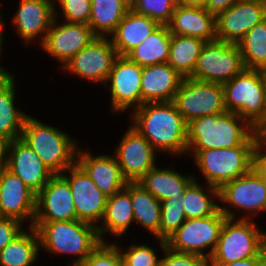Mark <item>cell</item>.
Listing matches in <instances>:
<instances>
[{"label":"cell","instance_id":"cell-1","mask_svg":"<svg viewBox=\"0 0 266 266\" xmlns=\"http://www.w3.org/2000/svg\"><path fill=\"white\" fill-rule=\"evenodd\" d=\"M132 112L131 125L157 152L187 153V123L173 101L144 103Z\"/></svg>","mask_w":266,"mask_h":266},{"label":"cell","instance_id":"cell-2","mask_svg":"<svg viewBox=\"0 0 266 266\" xmlns=\"http://www.w3.org/2000/svg\"><path fill=\"white\" fill-rule=\"evenodd\" d=\"M257 131L246 119L224 110L187 123V151L232 148L255 144Z\"/></svg>","mask_w":266,"mask_h":266},{"label":"cell","instance_id":"cell-3","mask_svg":"<svg viewBox=\"0 0 266 266\" xmlns=\"http://www.w3.org/2000/svg\"><path fill=\"white\" fill-rule=\"evenodd\" d=\"M32 226L37 230L41 250L54 256H75H71L68 266H79L101 243L97 227L80 220L33 222Z\"/></svg>","mask_w":266,"mask_h":266},{"label":"cell","instance_id":"cell-4","mask_svg":"<svg viewBox=\"0 0 266 266\" xmlns=\"http://www.w3.org/2000/svg\"><path fill=\"white\" fill-rule=\"evenodd\" d=\"M53 174L76 164L79 145L68 133L28 115L20 137Z\"/></svg>","mask_w":266,"mask_h":266},{"label":"cell","instance_id":"cell-5","mask_svg":"<svg viewBox=\"0 0 266 266\" xmlns=\"http://www.w3.org/2000/svg\"><path fill=\"white\" fill-rule=\"evenodd\" d=\"M256 256H266V232L252 219L226 218L208 264H228Z\"/></svg>","mask_w":266,"mask_h":266},{"label":"cell","instance_id":"cell-6","mask_svg":"<svg viewBox=\"0 0 266 266\" xmlns=\"http://www.w3.org/2000/svg\"><path fill=\"white\" fill-rule=\"evenodd\" d=\"M226 110L258 128L266 119V87L260 69H244L223 84Z\"/></svg>","mask_w":266,"mask_h":266},{"label":"cell","instance_id":"cell-7","mask_svg":"<svg viewBox=\"0 0 266 266\" xmlns=\"http://www.w3.org/2000/svg\"><path fill=\"white\" fill-rule=\"evenodd\" d=\"M254 146L241 144L232 148L187 151L186 154L193 155L194 163L205 177V184L220 189L253 168Z\"/></svg>","mask_w":266,"mask_h":266},{"label":"cell","instance_id":"cell-8","mask_svg":"<svg viewBox=\"0 0 266 266\" xmlns=\"http://www.w3.org/2000/svg\"><path fill=\"white\" fill-rule=\"evenodd\" d=\"M219 202L224 203L220 205V211L227 218L237 219V212L232 211L234 207L245 213L238 219H253L251 217L256 214L266 212V181L252 168L219 189ZM226 204L227 207H224Z\"/></svg>","mask_w":266,"mask_h":266},{"label":"cell","instance_id":"cell-9","mask_svg":"<svg viewBox=\"0 0 266 266\" xmlns=\"http://www.w3.org/2000/svg\"><path fill=\"white\" fill-rule=\"evenodd\" d=\"M244 69L237 43L214 40L204 44L190 78L224 84Z\"/></svg>","mask_w":266,"mask_h":266},{"label":"cell","instance_id":"cell-10","mask_svg":"<svg viewBox=\"0 0 266 266\" xmlns=\"http://www.w3.org/2000/svg\"><path fill=\"white\" fill-rule=\"evenodd\" d=\"M226 218L219 209L208 217L186 219L166 240V244L175 251L198 254L208 260L217 245Z\"/></svg>","mask_w":266,"mask_h":266},{"label":"cell","instance_id":"cell-11","mask_svg":"<svg viewBox=\"0 0 266 266\" xmlns=\"http://www.w3.org/2000/svg\"><path fill=\"white\" fill-rule=\"evenodd\" d=\"M184 121L226 110L223 84L183 78L173 100Z\"/></svg>","mask_w":266,"mask_h":266},{"label":"cell","instance_id":"cell-12","mask_svg":"<svg viewBox=\"0 0 266 266\" xmlns=\"http://www.w3.org/2000/svg\"><path fill=\"white\" fill-rule=\"evenodd\" d=\"M118 57L119 54L110 37H96L75 54L61 70L89 82L106 84Z\"/></svg>","mask_w":266,"mask_h":266},{"label":"cell","instance_id":"cell-13","mask_svg":"<svg viewBox=\"0 0 266 266\" xmlns=\"http://www.w3.org/2000/svg\"><path fill=\"white\" fill-rule=\"evenodd\" d=\"M141 78L142 67L127 56L116 59L105 84L111 93L110 111L113 114L133 111L142 105Z\"/></svg>","mask_w":266,"mask_h":266},{"label":"cell","instance_id":"cell-14","mask_svg":"<svg viewBox=\"0 0 266 266\" xmlns=\"http://www.w3.org/2000/svg\"><path fill=\"white\" fill-rule=\"evenodd\" d=\"M56 9H58L57 5L55 19L40 49L58 60L60 68H63L75 54L89 45L97 36L88 24L58 21L59 12Z\"/></svg>","mask_w":266,"mask_h":266},{"label":"cell","instance_id":"cell-15","mask_svg":"<svg viewBox=\"0 0 266 266\" xmlns=\"http://www.w3.org/2000/svg\"><path fill=\"white\" fill-rule=\"evenodd\" d=\"M114 152L127 182H138L157 164V151L132 125L127 129Z\"/></svg>","mask_w":266,"mask_h":266},{"label":"cell","instance_id":"cell-16","mask_svg":"<svg viewBox=\"0 0 266 266\" xmlns=\"http://www.w3.org/2000/svg\"><path fill=\"white\" fill-rule=\"evenodd\" d=\"M266 19V2L238 0L215 16L216 40L238 43L256 24Z\"/></svg>","mask_w":266,"mask_h":266},{"label":"cell","instance_id":"cell-17","mask_svg":"<svg viewBox=\"0 0 266 266\" xmlns=\"http://www.w3.org/2000/svg\"><path fill=\"white\" fill-rule=\"evenodd\" d=\"M66 171L69 176L65 174ZM66 171L61 175L71 188L77 220L97 227L103 217L107 197L77 163Z\"/></svg>","mask_w":266,"mask_h":266},{"label":"cell","instance_id":"cell-18","mask_svg":"<svg viewBox=\"0 0 266 266\" xmlns=\"http://www.w3.org/2000/svg\"><path fill=\"white\" fill-rule=\"evenodd\" d=\"M77 220V212L68 181L54 174L37 194L34 222Z\"/></svg>","mask_w":266,"mask_h":266},{"label":"cell","instance_id":"cell-19","mask_svg":"<svg viewBox=\"0 0 266 266\" xmlns=\"http://www.w3.org/2000/svg\"><path fill=\"white\" fill-rule=\"evenodd\" d=\"M37 194L5 167L0 169V217L33 225Z\"/></svg>","mask_w":266,"mask_h":266},{"label":"cell","instance_id":"cell-20","mask_svg":"<svg viewBox=\"0 0 266 266\" xmlns=\"http://www.w3.org/2000/svg\"><path fill=\"white\" fill-rule=\"evenodd\" d=\"M5 168L38 194L54 175L36 152L21 138L9 142Z\"/></svg>","mask_w":266,"mask_h":266},{"label":"cell","instance_id":"cell-21","mask_svg":"<svg viewBox=\"0 0 266 266\" xmlns=\"http://www.w3.org/2000/svg\"><path fill=\"white\" fill-rule=\"evenodd\" d=\"M17 9L11 24L19 38L29 45L39 37L41 45L55 19L54 0H20Z\"/></svg>","mask_w":266,"mask_h":266},{"label":"cell","instance_id":"cell-22","mask_svg":"<svg viewBox=\"0 0 266 266\" xmlns=\"http://www.w3.org/2000/svg\"><path fill=\"white\" fill-rule=\"evenodd\" d=\"M76 163L106 197L119 192L128 183L122 175L114 154L112 156L106 154L94 156L92 152L83 151L79 146Z\"/></svg>","mask_w":266,"mask_h":266},{"label":"cell","instance_id":"cell-23","mask_svg":"<svg viewBox=\"0 0 266 266\" xmlns=\"http://www.w3.org/2000/svg\"><path fill=\"white\" fill-rule=\"evenodd\" d=\"M183 78L168 63L142 67V105L173 101Z\"/></svg>","mask_w":266,"mask_h":266},{"label":"cell","instance_id":"cell-24","mask_svg":"<svg viewBox=\"0 0 266 266\" xmlns=\"http://www.w3.org/2000/svg\"><path fill=\"white\" fill-rule=\"evenodd\" d=\"M168 27L173 35L196 37L206 42L216 40L215 16L204 7L177 4Z\"/></svg>","mask_w":266,"mask_h":266},{"label":"cell","instance_id":"cell-25","mask_svg":"<svg viewBox=\"0 0 266 266\" xmlns=\"http://www.w3.org/2000/svg\"><path fill=\"white\" fill-rule=\"evenodd\" d=\"M100 222L101 225L97 226V231L101 242H106L105 233L118 238L128 231L130 225L134 223L130 182L119 192L107 197L105 211Z\"/></svg>","mask_w":266,"mask_h":266},{"label":"cell","instance_id":"cell-26","mask_svg":"<svg viewBox=\"0 0 266 266\" xmlns=\"http://www.w3.org/2000/svg\"><path fill=\"white\" fill-rule=\"evenodd\" d=\"M159 26L156 20L128 10L109 37L119 56H126Z\"/></svg>","mask_w":266,"mask_h":266},{"label":"cell","instance_id":"cell-27","mask_svg":"<svg viewBox=\"0 0 266 266\" xmlns=\"http://www.w3.org/2000/svg\"><path fill=\"white\" fill-rule=\"evenodd\" d=\"M194 179V175L183 176L173 168L150 169L137 183L150 192L160 202L183 197L186 187Z\"/></svg>","mask_w":266,"mask_h":266},{"label":"cell","instance_id":"cell-28","mask_svg":"<svg viewBox=\"0 0 266 266\" xmlns=\"http://www.w3.org/2000/svg\"><path fill=\"white\" fill-rule=\"evenodd\" d=\"M15 83L14 76L0 79V136L9 142L21 137L22 128L28 116L16 107Z\"/></svg>","mask_w":266,"mask_h":266},{"label":"cell","instance_id":"cell-29","mask_svg":"<svg viewBox=\"0 0 266 266\" xmlns=\"http://www.w3.org/2000/svg\"><path fill=\"white\" fill-rule=\"evenodd\" d=\"M171 33L168 25H160L126 56L140 67L167 63Z\"/></svg>","mask_w":266,"mask_h":266},{"label":"cell","instance_id":"cell-30","mask_svg":"<svg viewBox=\"0 0 266 266\" xmlns=\"http://www.w3.org/2000/svg\"><path fill=\"white\" fill-rule=\"evenodd\" d=\"M134 222L159 239L161 202L137 182H130Z\"/></svg>","mask_w":266,"mask_h":266},{"label":"cell","instance_id":"cell-31","mask_svg":"<svg viewBox=\"0 0 266 266\" xmlns=\"http://www.w3.org/2000/svg\"><path fill=\"white\" fill-rule=\"evenodd\" d=\"M27 228L0 251V266H33L37 261L39 236L33 226Z\"/></svg>","mask_w":266,"mask_h":266},{"label":"cell","instance_id":"cell-32","mask_svg":"<svg viewBox=\"0 0 266 266\" xmlns=\"http://www.w3.org/2000/svg\"><path fill=\"white\" fill-rule=\"evenodd\" d=\"M197 180L194 176L183 195L186 219L208 217L220 209V205L216 204L219 201V189L211 185L203 188Z\"/></svg>","mask_w":266,"mask_h":266},{"label":"cell","instance_id":"cell-33","mask_svg":"<svg viewBox=\"0 0 266 266\" xmlns=\"http://www.w3.org/2000/svg\"><path fill=\"white\" fill-rule=\"evenodd\" d=\"M205 43L200 38L171 34L167 63L182 77H190Z\"/></svg>","mask_w":266,"mask_h":266},{"label":"cell","instance_id":"cell-34","mask_svg":"<svg viewBox=\"0 0 266 266\" xmlns=\"http://www.w3.org/2000/svg\"><path fill=\"white\" fill-rule=\"evenodd\" d=\"M127 11L120 0H91L88 25L97 37H109Z\"/></svg>","mask_w":266,"mask_h":266},{"label":"cell","instance_id":"cell-35","mask_svg":"<svg viewBox=\"0 0 266 266\" xmlns=\"http://www.w3.org/2000/svg\"><path fill=\"white\" fill-rule=\"evenodd\" d=\"M246 69L266 66V19L256 24L237 43Z\"/></svg>","mask_w":266,"mask_h":266},{"label":"cell","instance_id":"cell-36","mask_svg":"<svg viewBox=\"0 0 266 266\" xmlns=\"http://www.w3.org/2000/svg\"><path fill=\"white\" fill-rule=\"evenodd\" d=\"M183 197L161 201L159 239L166 241L186 220Z\"/></svg>","mask_w":266,"mask_h":266},{"label":"cell","instance_id":"cell-37","mask_svg":"<svg viewBox=\"0 0 266 266\" xmlns=\"http://www.w3.org/2000/svg\"><path fill=\"white\" fill-rule=\"evenodd\" d=\"M176 5L174 0H136L132 10L156 20L160 25H168Z\"/></svg>","mask_w":266,"mask_h":266},{"label":"cell","instance_id":"cell-38","mask_svg":"<svg viewBox=\"0 0 266 266\" xmlns=\"http://www.w3.org/2000/svg\"><path fill=\"white\" fill-rule=\"evenodd\" d=\"M115 244L119 248L124 266H159L160 258L153 247L147 244H131L125 249L126 252H123L122 246H119L117 242Z\"/></svg>","mask_w":266,"mask_h":266},{"label":"cell","instance_id":"cell-39","mask_svg":"<svg viewBox=\"0 0 266 266\" xmlns=\"http://www.w3.org/2000/svg\"><path fill=\"white\" fill-rule=\"evenodd\" d=\"M79 266H124V263L114 241L101 242Z\"/></svg>","mask_w":266,"mask_h":266},{"label":"cell","instance_id":"cell-40","mask_svg":"<svg viewBox=\"0 0 266 266\" xmlns=\"http://www.w3.org/2000/svg\"><path fill=\"white\" fill-rule=\"evenodd\" d=\"M164 253L159 266H207L208 260L198 254L178 252L167 246L166 241L158 239Z\"/></svg>","mask_w":266,"mask_h":266},{"label":"cell","instance_id":"cell-41","mask_svg":"<svg viewBox=\"0 0 266 266\" xmlns=\"http://www.w3.org/2000/svg\"><path fill=\"white\" fill-rule=\"evenodd\" d=\"M60 5L63 20L68 23L88 24L91 15V0H54Z\"/></svg>","mask_w":266,"mask_h":266},{"label":"cell","instance_id":"cell-42","mask_svg":"<svg viewBox=\"0 0 266 266\" xmlns=\"http://www.w3.org/2000/svg\"><path fill=\"white\" fill-rule=\"evenodd\" d=\"M22 225L16 219L0 217V251L24 230Z\"/></svg>","mask_w":266,"mask_h":266},{"label":"cell","instance_id":"cell-43","mask_svg":"<svg viewBox=\"0 0 266 266\" xmlns=\"http://www.w3.org/2000/svg\"><path fill=\"white\" fill-rule=\"evenodd\" d=\"M253 169L266 181V136L259 134L253 151Z\"/></svg>","mask_w":266,"mask_h":266},{"label":"cell","instance_id":"cell-44","mask_svg":"<svg viewBox=\"0 0 266 266\" xmlns=\"http://www.w3.org/2000/svg\"><path fill=\"white\" fill-rule=\"evenodd\" d=\"M238 0H208L205 9L216 16L220 12L227 10Z\"/></svg>","mask_w":266,"mask_h":266},{"label":"cell","instance_id":"cell-45","mask_svg":"<svg viewBox=\"0 0 266 266\" xmlns=\"http://www.w3.org/2000/svg\"><path fill=\"white\" fill-rule=\"evenodd\" d=\"M266 256H256L228 264H207V266H259Z\"/></svg>","mask_w":266,"mask_h":266},{"label":"cell","instance_id":"cell-46","mask_svg":"<svg viewBox=\"0 0 266 266\" xmlns=\"http://www.w3.org/2000/svg\"><path fill=\"white\" fill-rule=\"evenodd\" d=\"M3 18L1 17V13H0V60H1V49H2V46H3V41H4V32H3ZM14 74L10 73L7 69H5L3 66H0V79H6V78H9V77H12Z\"/></svg>","mask_w":266,"mask_h":266},{"label":"cell","instance_id":"cell-47","mask_svg":"<svg viewBox=\"0 0 266 266\" xmlns=\"http://www.w3.org/2000/svg\"><path fill=\"white\" fill-rule=\"evenodd\" d=\"M9 141L0 136V167L6 165Z\"/></svg>","mask_w":266,"mask_h":266},{"label":"cell","instance_id":"cell-48","mask_svg":"<svg viewBox=\"0 0 266 266\" xmlns=\"http://www.w3.org/2000/svg\"><path fill=\"white\" fill-rule=\"evenodd\" d=\"M208 0H180V4L184 6L192 7H204L206 6Z\"/></svg>","mask_w":266,"mask_h":266},{"label":"cell","instance_id":"cell-49","mask_svg":"<svg viewBox=\"0 0 266 266\" xmlns=\"http://www.w3.org/2000/svg\"><path fill=\"white\" fill-rule=\"evenodd\" d=\"M120 2L128 9L132 10L135 6L136 0H120Z\"/></svg>","mask_w":266,"mask_h":266},{"label":"cell","instance_id":"cell-50","mask_svg":"<svg viewBox=\"0 0 266 266\" xmlns=\"http://www.w3.org/2000/svg\"><path fill=\"white\" fill-rule=\"evenodd\" d=\"M257 133L262 136H266V119L264 122L256 129Z\"/></svg>","mask_w":266,"mask_h":266},{"label":"cell","instance_id":"cell-51","mask_svg":"<svg viewBox=\"0 0 266 266\" xmlns=\"http://www.w3.org/2000/svg\"><path fill=\"white\" fill-rule=\"evenodd\" d=\"M263 79H264V83H265V87H266V66L260 69Z\"/></svg>","mask_w":266,"mask_h":266},{"label":"cell","instance_id":"cell-52","mask_svg":"<svg viewBox=\"0 0 266 266\" xmlns=\"http://www.w3.org/2000/svg\"><path fill=\"white\" fill-rule=\"evenodd\" d=\"M259 266H266V259Z\"/></svg>","mask_w":266,"mask_h":266},{"label":"cell","instance_id":"cell-53","mask_svg":"<svg viewBox=\"0 0 266 266\" xmlns=\"http://www.w3.org/2000/svg\"><path fill=\"white\" fill-rule=\"evenodd\" d=\"M177 4H180V0H174Z\"/></svg>","mask_w":266,"mask_h":266}]
</instances>
